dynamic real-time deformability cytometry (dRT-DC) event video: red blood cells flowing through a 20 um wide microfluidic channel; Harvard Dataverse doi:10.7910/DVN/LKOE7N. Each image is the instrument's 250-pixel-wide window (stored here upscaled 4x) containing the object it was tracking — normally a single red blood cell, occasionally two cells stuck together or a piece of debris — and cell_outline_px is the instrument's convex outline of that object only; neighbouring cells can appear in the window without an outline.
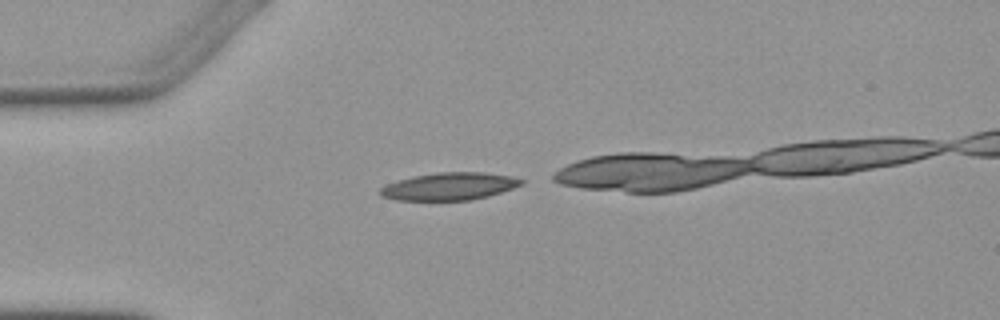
{"species": "Egyptian fruit bat (a non-hibernating species)", "species_latin": "Rousettus aegyptiacus", "temperature_condition": "warm", "stored_images_in_passage": 3, "camera_frame_rate_fps": 3000, "um_per_image_px": 0.085, "animal": {"sex": "female"}, "frame": {"image": 1, "passage_image": 1, "time_ms": 0.0, "image_size_px": [1000, 320], "cell_outline_px": [[524, 184], [488, 196], [472, 200], [396, 200], [380, 196], [380, 188], [388, 184], [412, 176], [436, 172], [484, 172], [512, 176], [524, 180]], "centroid_in_image_um": [38.21, 15.83], "position_along_channel_um": 46.8, "area_um2": 22.6}}